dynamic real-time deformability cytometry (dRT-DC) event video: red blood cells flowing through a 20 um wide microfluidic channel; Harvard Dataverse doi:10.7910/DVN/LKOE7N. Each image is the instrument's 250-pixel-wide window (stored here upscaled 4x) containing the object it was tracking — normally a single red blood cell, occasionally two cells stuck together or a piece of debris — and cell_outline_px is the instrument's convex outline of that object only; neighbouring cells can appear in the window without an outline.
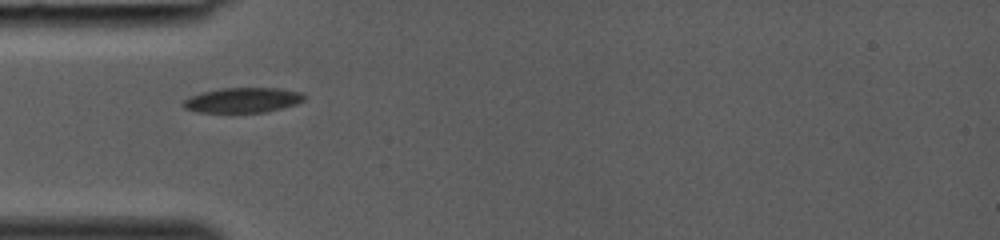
{"species": "common noctule bat (a hibernating species)", "species_latin": "Nyctalus noctula", "temperature_condition": "room temperature", "stored_images_in_passage": 9, "camera_frame_rate_fps": 3000, "um_per_image_px": 0.085, "animal": {"sex": "female", "body_mass_g": 19.0, "forearm_length_mm": 53.3}, "frame": {"image": 1, "passage_image": 1, "time_ms": 0.0, "image_size_px": [1000, 240], "cell_outline_px": [[304, 100], [296, 104], [264, 112], [232, 116], [196, 112], [184, 108], [180, 104], [184, 100], [192, 96], [204, 92], [220, 88], [280, 88], [304, 92]], "centroid_in_image_um": [20.58, 8.56], "position_along_channel_um": 64.4, "area_um2": 18.55}}
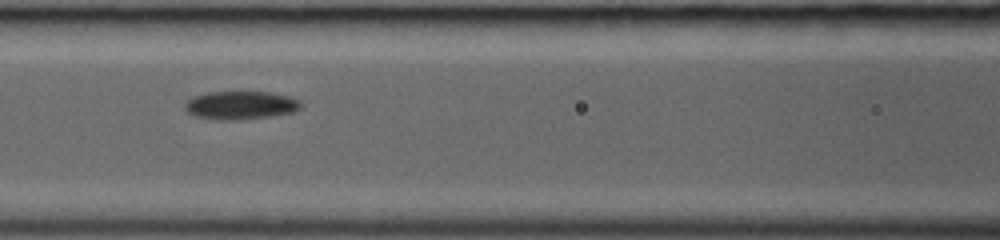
{"frame": {"image": 2, "passage_image": 6, "time_ms": 1.667, "image_size_px": [1000, 240], "cell_outline_px": [[300, 108], [292, 112], [268, 116], [240, 120], [216, 120], [196, 116], [188, 112], [184, 108], [184, 104], [192, 96], [208, 92], [268, 92], [292, 96], [300, 100]], "centroid_in_image_um": [20.43, 8.94], "position_along_channel_um": 146.2, "area_um2": 19.13}}
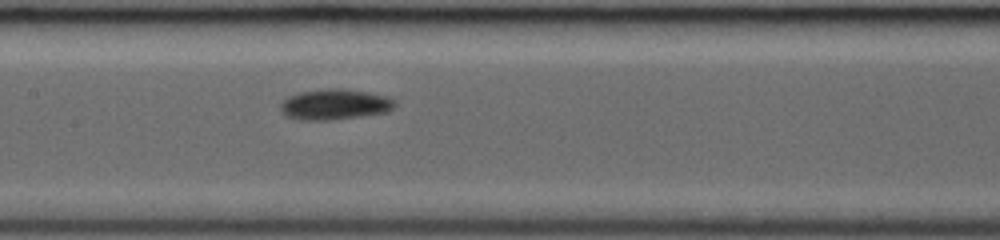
{"frame": {"image": 3, "passage_image": 8, "time_ms": 2.333, "image_size_px": [1000, 240], "cell_outline_px": [[396, 108], [388, 112], [332, 120], [300, 120], [284, 116], [280, 112], [280, 104], [288, 96], [300, 92], [328, 88], [340, 88], [368, 92], [388, 96], [396, 100]], "centroid_in_image_um": [28.47, 8.88], "position_along_channel_um": 178.9, "area_um2": 20.75}}